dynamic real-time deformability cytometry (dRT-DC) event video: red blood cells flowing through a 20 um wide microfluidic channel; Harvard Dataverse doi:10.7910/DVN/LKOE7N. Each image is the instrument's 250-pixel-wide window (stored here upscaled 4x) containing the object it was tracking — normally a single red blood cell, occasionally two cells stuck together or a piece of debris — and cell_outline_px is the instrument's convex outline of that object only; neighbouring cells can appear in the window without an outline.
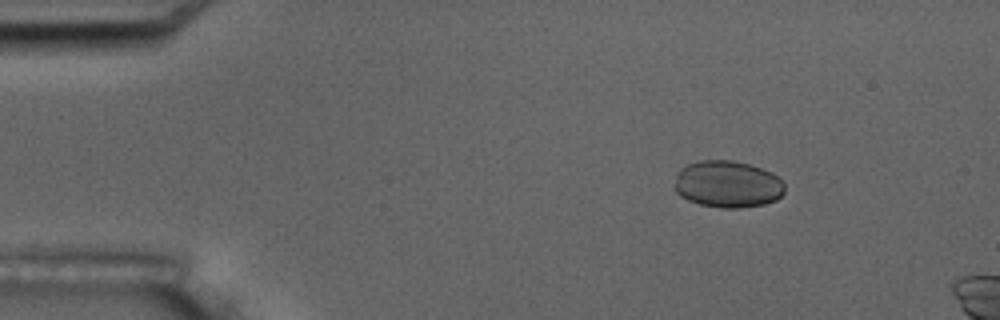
{"species": "common noctule bat (a hibernating species)", "species_latin": "Nyctalus noctula", "temperature_condition": "room temperature", "stored_images_in_passage": 4, "camera_frame_rate_fps": 3000, "um_per_image_px": 0.085, "animal": {"sex": "male", "body_mass_g": 17.5, "forearm_length_mm": 52.3}, "frame": {"image": 1, "passage_image": 2, "time_ms": 1.333, "image_size_px": [1000, 320], "cell_outline_px": [[784, 192], [776, 200], [764, 204], [740, 208], [720, 208], [700, 204], [688, 200], [680, 196], [672, 188], [676, 172], [680, 168], [688, 164], [700, 160], [732, 160], [748, 164], [772, 172], [784, 180]], "centroid_in_image_um": [61.82, 15.65], "position_along_channel_um": 23.2, "area_um2": 30.58}}